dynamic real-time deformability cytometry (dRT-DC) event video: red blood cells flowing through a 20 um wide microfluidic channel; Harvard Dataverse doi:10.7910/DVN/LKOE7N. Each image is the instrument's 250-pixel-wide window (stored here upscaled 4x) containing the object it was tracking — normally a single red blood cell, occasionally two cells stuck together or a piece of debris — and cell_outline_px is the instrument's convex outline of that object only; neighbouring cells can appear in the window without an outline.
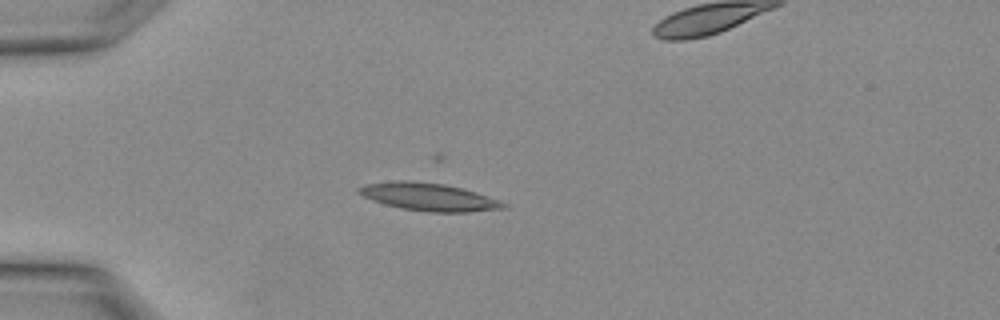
{"species": "Egyptian fruit bat (a non-hibernating species)", "species_latin": "Rousettus aegyptiacus", "temperature_condition": "warm", "stored_images_in_passage": 3, "segment_of_instrument_passage": [1, 2], "camera_frame_rate_fps": 3000, "um_per_image_px": 0.085, "animal": {"sex": "female"}, "frame": {"image": 1, "passage_image": 2, "time_ms": 0.333, "image_size_px": [1000, 320], "cell_outline_px": [[508, 204], [504, 208], [468, 212], [428, 212], [400, 208], [384, 204], [372, 200], [356, 192], [356, 188], [364, 184], [396, 180], [412, 180], [444, 184], [460, 188], [488, 196], [500, 200]], "centroid_in_image_um": [36.39, 16.73], "position_along_channel_um": 48.6, "area_um2": 23.41}}